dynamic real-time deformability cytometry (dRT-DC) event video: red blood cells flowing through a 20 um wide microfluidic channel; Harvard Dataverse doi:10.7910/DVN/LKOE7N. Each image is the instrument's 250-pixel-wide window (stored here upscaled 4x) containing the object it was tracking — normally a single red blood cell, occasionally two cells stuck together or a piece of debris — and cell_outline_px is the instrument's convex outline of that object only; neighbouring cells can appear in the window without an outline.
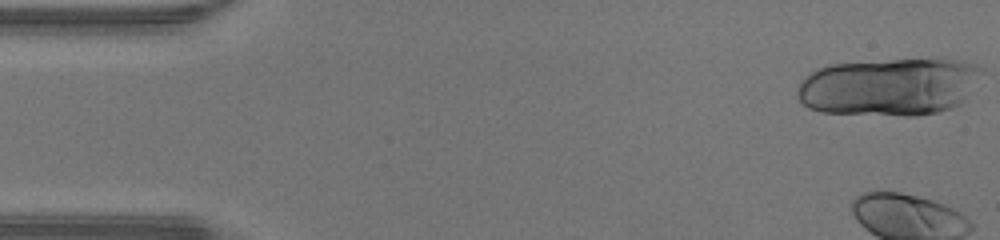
{"species": "human", "species_latin": "Homo sapiens", "temperature_condition": "warm", "stored_images_in_passage": 31, "camera_frame_rate_fps": 3000, "um_per_image_px": 0.085, "donor": {"sex": "male"}, "frame": {"image": 1, "passage_image": 1, "time_ms": 0.0, "image_size_px": [1000, 240], "cell_outline_px": [[984, 68], [964, 104], [952, 108], [936, 112], [916, 116], [904, 116], [824, 112], [808, 108], [796, 96], [796, 88], [804, 76], [816, 68], [828, 64], [892, 60], [964, 60], [976, 64]], "centroid_in_image_um": [75.58, 7.38], "position_along_channel_um": 9.4, "area_um2": 62.54}}